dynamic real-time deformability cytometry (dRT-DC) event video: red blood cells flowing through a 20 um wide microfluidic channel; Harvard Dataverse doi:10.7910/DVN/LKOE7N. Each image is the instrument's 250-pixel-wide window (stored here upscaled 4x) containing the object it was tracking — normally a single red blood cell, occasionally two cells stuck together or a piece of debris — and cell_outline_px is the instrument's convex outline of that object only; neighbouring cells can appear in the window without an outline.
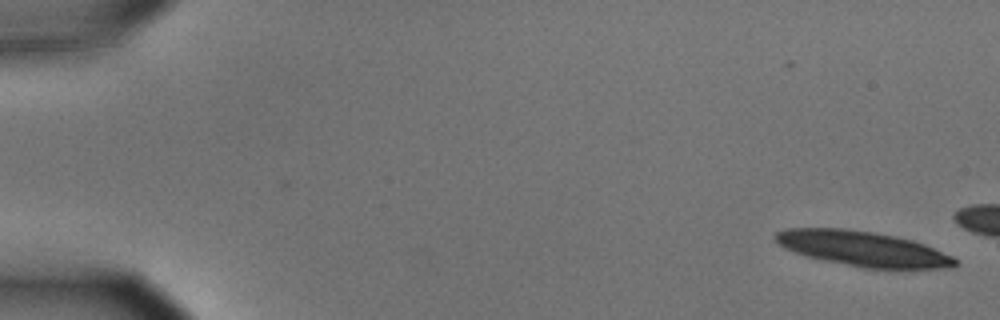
{"species": "common noctule bat (a hibernating species)", "species_latin": "Nyctalus noctula", "temperature_condition": "cold", "stored_images_in_passage": 12, "camera_frame_rate_fps": 3000, "um_per_image_px": 0.085, "animal": {"sex": "male", "body_mass_g": 15.6}, "frame": {"image": 1, "passage_image": 1, "time_ms": 0.0, "image_size_px": [1000, 320], "cell_outline_px": [[956, 264], [952, 268], [864, 268], [824, 260], [808, 256], [784, 248], [772, 236], [776, 232], [788, 228], [844, 228], [872, 232], [896, 236], [912, 240], [924, 244], [952, 256], [956, 260]], "centroid_in_image_um": [73.32, 21.13], "position_along_channel_um": 11.7, "area_um2": 36.3}}